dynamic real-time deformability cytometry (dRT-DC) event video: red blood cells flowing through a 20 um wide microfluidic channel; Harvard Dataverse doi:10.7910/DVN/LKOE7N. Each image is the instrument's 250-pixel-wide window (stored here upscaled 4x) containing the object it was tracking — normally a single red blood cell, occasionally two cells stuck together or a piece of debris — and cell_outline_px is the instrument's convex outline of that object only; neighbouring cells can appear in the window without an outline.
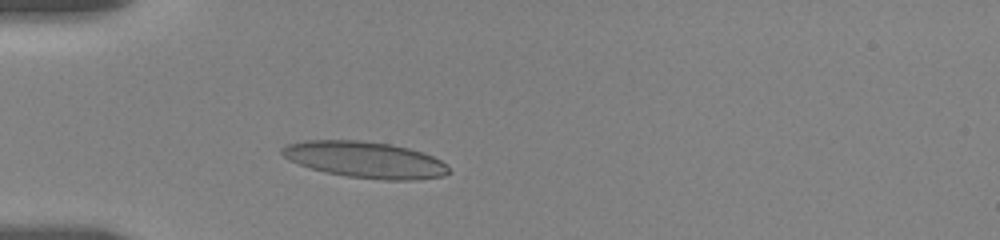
{"species": "human", "species_latin": "Homo sapiens", "temperature_condition": "room temperature", "stored_images_in_passage": 43, "camera_frame_rate_fps": 3000, "um_per_image_px": 0.085, "donor": {"sex": "female"}, "frame": {"image": 1, "passage_image": 10, "time_ms": 3.0, "image_size_px": [1000, 240], "cell_outline_px": [[452, 172], [444, 176], [416, 180], [384, 180], [348, 176], [324, 172], [288, 160], [280, 152], [280, 148], [288, 144], [304, 140], [360, 140], [388, 144], [408, 148], [432, 156], [440, 160]], "centroid_in_image_um": [31.02, 13.58], "position_along_channel_um": 54.0, "area_um2": 35.14}}
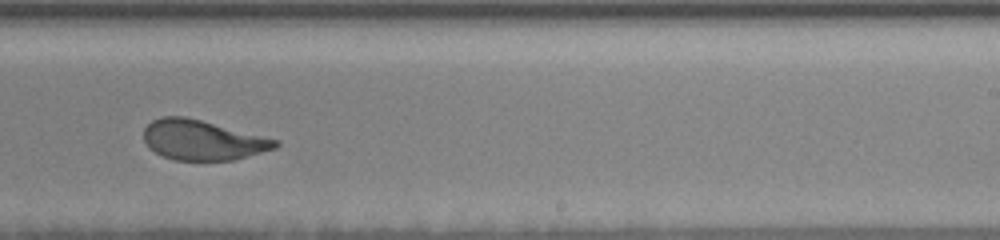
{"frame": {"image": 2, "passage_image": 29, "time_ms": 9.333, "image_size_px": [1000, 240], "cell_outline_px": [[280, 144], [276, 148], [232, 160], [176, 160], [164, 156], [148, 148], [144, 140], [144, 128], [152, 120], [160, 116], [184, 116], [280, 140]], "centroid_in_image_um": [17.2, 11.9], "position_along_channel_um": 271.8, "area_um2": 30.46}}
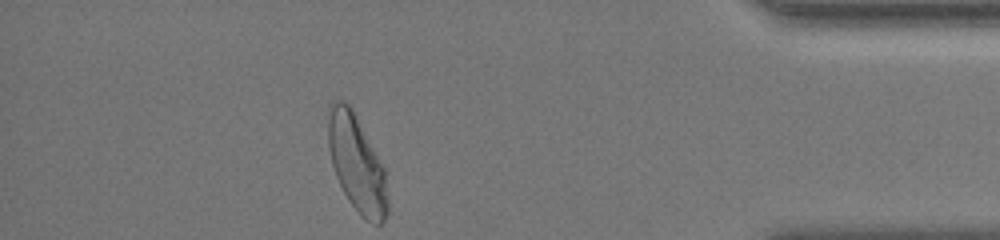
{"frame": {"image": 3, "passage_image": 43, "time_ms": 14.0, "image_size_px": [1000, 240], "cell_outline_px": [[388, 212], [384, 220], [380, 224], [372, 224], [364, 220], [360, 216], [348, 200], [336, 176], [332, 164], [328, 148], [328, 104], [332, 100], [344, 100], [352, 108], [384, 168], [388, 200]], "centroid_in_image_um": [30.31, 13.91], "position_along_channel_um": 404.9, "area_um2": 33.64}, "authors_computed_cell_mechanics": {"area_um2": 32.4258, "velocity_mm_per_s": 3.6196, "shape_relaxation_time_tau1_ms": 7.8467, "shape_relaxation_time_tau2_ms": 0.9106, "deformation_change_tau1": 0.2163, "deformation_change_tau2": 0.0825}}